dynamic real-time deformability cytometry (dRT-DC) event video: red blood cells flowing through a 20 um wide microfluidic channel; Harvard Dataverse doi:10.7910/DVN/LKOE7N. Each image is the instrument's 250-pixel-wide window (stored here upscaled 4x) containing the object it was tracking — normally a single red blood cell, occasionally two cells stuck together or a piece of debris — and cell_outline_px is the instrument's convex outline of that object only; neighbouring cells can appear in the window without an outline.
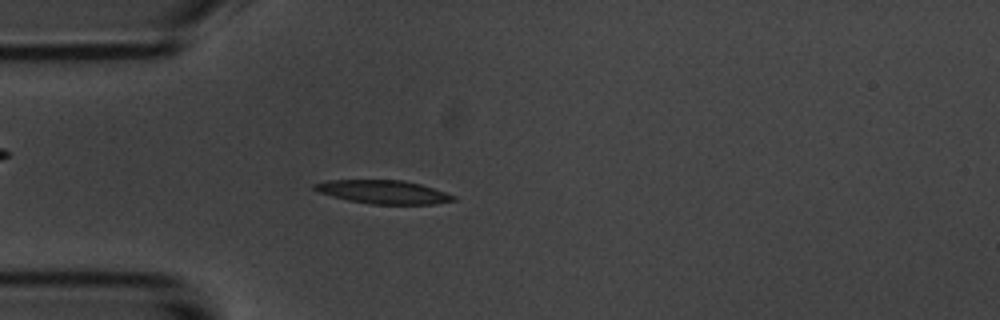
{"species": "common noctule bat (a hibernating species)", "species_latin": "Nyctalus noctula", "temperature_condition": "room temperature", "stored_images_in_passage": 46, "camera_frame_rate_fps": 3000, "um_per_image_px": 0.085, "animal": {"sex": "male", "body_mass_g": 20.1, "forearm_length_mm": 53.5}, "frame": {"image": 1, "passage_image": 7, "time_ms": 2.0, "image_size_px": [1000, 320], "cell_outline_px": [[456, 200], [432, 204], [368, 204], [348, 200], [332, 196], [320, 192], [312, 188], [312, 184], [328, 180], [404, 180], [420, 184], [456, 196]], "centroid_in_image_um": [32.56, 16.31], "position_along_channel_um": 52.4, "area_um2": 18.9}}
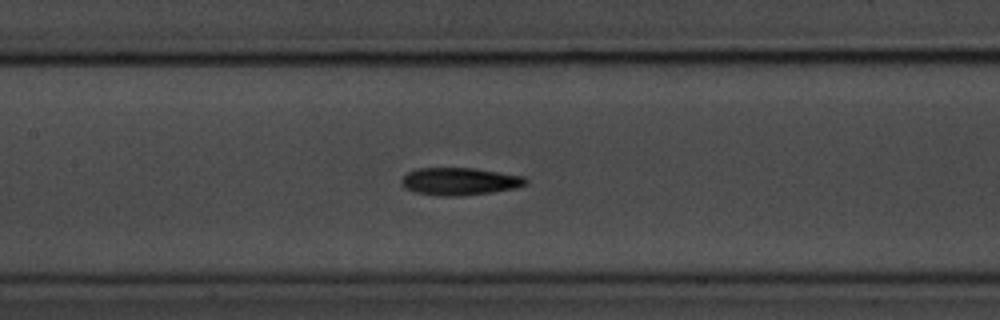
{"frame": {"image": 2, "passage_image": 17, "time_ms": 5.333, "image_size_px": [1000, 320], "cell_outline_px": [[528, 184], [516, 188], [492, 192], [460, 196], [440, 196], [416, 192], [404, 188], [400, 184], [400, 180], [408, 172], [416, 168], [472, 168], [524, 176], [528, 180]], "centroid_in_image_um": [39.06, 15.42], "position_along_channel_um": 168.3, "area_um2": 20.0}}
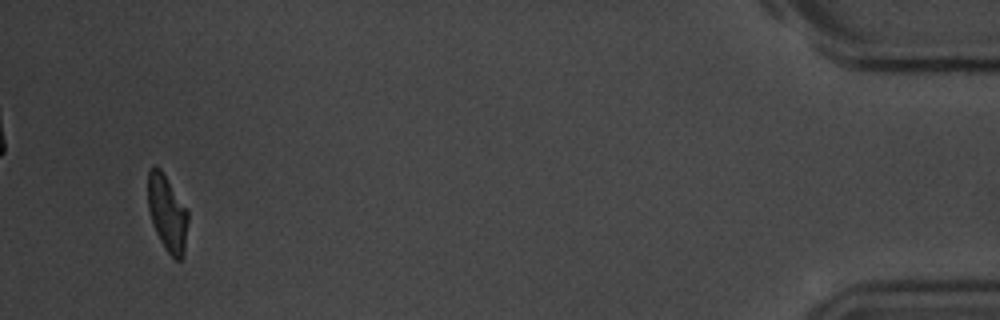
{"frame": {"image": 3, "passage_image": 44, "time_ms": 14.333, "image_size_px": [1000, 320], "cell_outline_px": [[188, 220], [184, 252], [180, 260], [176, 260], [164, 248], [156, 232], [148, 208], [148, 172], [152, 164], [156, 164], [160, 168], [188, 212]], "centroid_in_image_um": [14.2, 18.1], "position_along_channel_um": 421.0, "area_um2": 17.51}, "authors_computed_cell_mechanics": {"area_um2": 19.0451, "velocity_mm_per_s": 3.6808, "shape_relaxation_time_tau1_ms": 3.1611, "shape_relaxation_time_tau2_ms": 5.2521, "deformation_change_tau1": 0.1844, "deformation_change_tau2": 0.137}}